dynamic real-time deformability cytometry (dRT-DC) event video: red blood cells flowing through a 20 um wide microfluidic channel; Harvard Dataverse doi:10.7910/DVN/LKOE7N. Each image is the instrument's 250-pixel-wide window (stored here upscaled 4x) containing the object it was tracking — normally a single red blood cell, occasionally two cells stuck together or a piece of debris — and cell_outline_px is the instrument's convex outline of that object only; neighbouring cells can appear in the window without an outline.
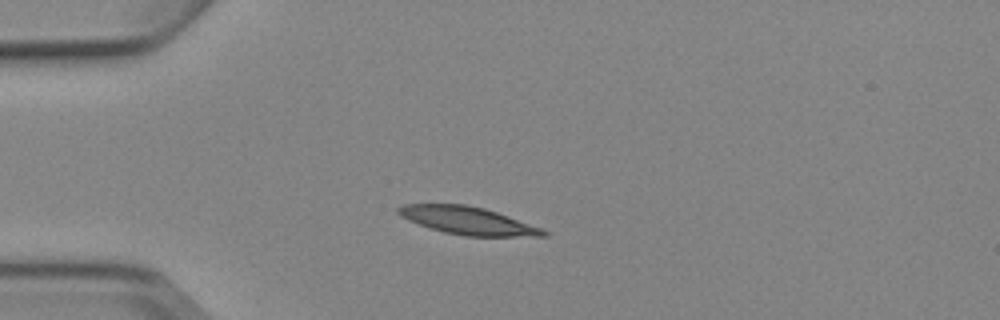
{"species": "Egyptian fruit bat (a non-hibernating species)", "species_latin": "Rousettus aegyptiacus", "temperature_condition": "cold", "stored_images_in_passage": 7, "camera_frame_rate_fps": 3000, "um_per_image_px": 0.085, "animal": {"sex": "female"}, "frame": {"image": 1, "passage_image": 2, "time_ms": 2.0, "image_size_px": [1000, 320], "cell_outline_px": [[552, 232], [548, 236], [464, 236], [444, 232], [408, 220], [400, 216], [396, 212], [396, 208], [404, 204], [468, 204], [484, 208], [508, 216]], "centroid_in_image_um": [39.77, 18.75], "position_along_channel_um": 45.2, "area_um2": 23.35}}
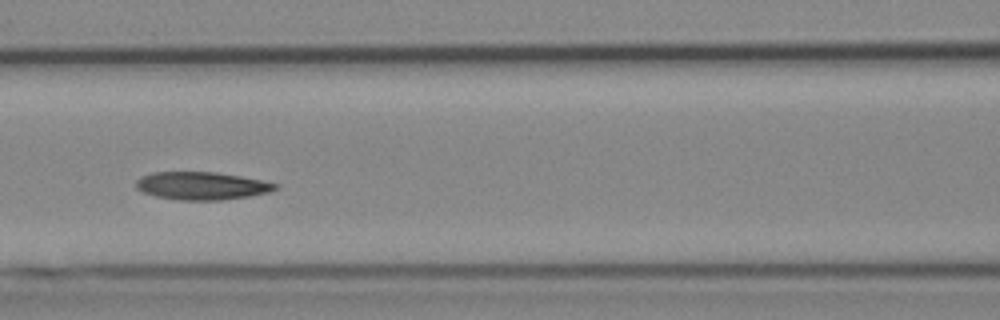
{"frame": {"image": 2, "passage_image": 5, "time_ms": 5.333, "image_size_px": [1000, 320], "cell_outline_px": [[280, 188], [268, 192], [248, 196], [224, 200], [180, 200], [156, 196], [144, 192], [136, 188], [136, 180], [140, 176], [152, 172], [216, 172], [240, 176], [280, 184]], "centroid_in_image_um": [17.15, 15.79], "position_along_channel_um": 149.4, "area_um2": 22.6}}
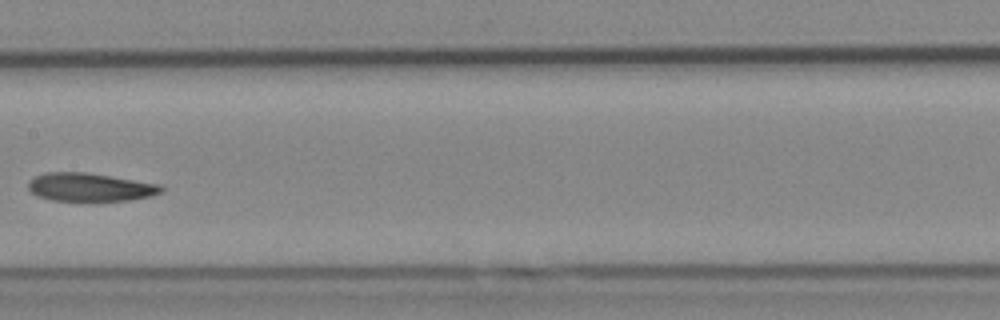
{"frame": {"image": 3, "passage_image": 6, "time_ms": 6.667, "image_size_px": [1000, 320], "cell_outline_px": [[164, 192], [152, 196], [128, 200], [88, 204], [52, 200], [36, 196], [28, 188], [28, 180], [44, 172], [88, 172], [164, 184]], "centroid_in_image_um": [7.7, 15.95], "position_along_channel_um": 199.7, "area_um2": 23.29}}